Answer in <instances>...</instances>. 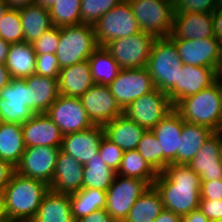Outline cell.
Wrapping results in <instances>:
<instances>
[{
	"mask_svg": "<svg viewBox=\"0 0 222 222\" xmlns=\"http://www.w3.org/2000/svg\"><path fill=\"white\" fill-rule=\"evenodd\" d=\"M153 186L165 209L183 216L199 208L200 176L185 164H170L158 173Z\"/></svg>",
	"mask_w": 222,
	"mask_h": 222,
	"instance_id": "1",
	"label": "cell"
},
{
	"mask_svg": "<svg viewBox=\"0 0 222 222\" xmlns=\"http://www.w3.org/2000/svg\"><path fill=\"white\" fill-rule=\"evenodd\" d=\"M48 191L49 185L43 181L24 177L14 172L3 190L8 220L31 222Z\"/></svg>",
	"mask_w": 222,
	"mask_h": 222,
	"instance_id": "2",
	"label": "cell"
},
{
	"mask_svg": "<svg viewBox=\"0 0 222 222\" xmlns=\"http://www.w3.org/2000/svg\"><path fill=\"white\" fill-rule=\"evenodd\" d=\"M182 66L176 44L169 37L156 38L146 68L155 88L167 93L173 107L178 104V76Z\"/></svg>",
	"mask_w": 222,
	"mask_h": 222,
	"instance_id": "3",
	"label": "cell"
},
{
	"mask_svg": "<svg viewBox=\"0 0 222 222\" xmlns=\"http://www.w3.org/2000/svg\"><path fill=\"white\" fill-rule=\"evenodd\" d=\"M174 108L185 122L218 132L222 120V90L215 82L210 87L182 99Z\"/></svg>",
	"mask_w": 222,
	"mask_h": 222,
	"instance_id": "4",
	"label": "cell"
},
{
	"mask_svg": "<svg viewBox=\"0 0 222 222\" xmlns=\"http://www.w3.org/2000/svg\"><path fill=\"white\" fill-rule=\"evenodd\" d=\"M98 46L92 25L79 24L60 27V40L56 51L60 68L88 60Z\"/></svg>",
	"mask_w": 222,
	"mask_h": 222,
	"instance_id": "5",
	"label": "cell"
},
{
	"mask_svg": "<svg viewBox=\"0 0 222 222\" xmlns=\"http://www.w3.org/2000/svg\"><path fill=\"white\" fill-rule=\"evenodd\" d=\"M141 31L155 38L169 37L173 28L172 0H128Z\"/></svg>",
	"mask_w": 222,
	"mask_h": 222,
	"instance_id": "6",
	"label": "cell"
},
{
	"mask_svg": "<svg viewBox=\"0 0 222 222\" xmlns=\"http://www.w3.org/2000/svg\"><path fill=\"white\" fill-rule=\"evenodd\" d=\"M93 27L97 44L101 47L115 39L126 38L141 32L128 0H123L114 6Z\"/></svg>",
	"mask_w": 222,
	"mask_h": 222,
	"instance_id": "7",
	"label": "cell"
},
{
	"mask_svg": "<svg viewBox=\"0 0 222 222\" xmlns=\"http://www.w3.org/2000/svg\"><path fill=\"white\" fill-rule=\"evenodd\" d=\"M142 179L116 174L106 191V211L115 222H124L135 201L149 189Z\"/></svg>",
	"mask_w": 222,
	"mask_h": 222,
	"instance_id": "8",
	"label": "cell"
},
{
	"mask_svg": "<svg viewBox=\"0 0 222 222\" xmlns=\"http://www.w3.org/2000/svg\"><path fill=\"white\" fill-rule=\"evenodd\" d=\"M156 38L149 33L139 32L126 38H118L104 47L121 69L146 67L152 44Z\"/></svg>",
	"mask_w": 222,
	"mask_h": 222,
	"instance_id": "9",
	"label": "cell"
},
{
	"mask_svg": "<svg viewBox=\"0 0 222 222\" xmlns=\"http://www.w3.org/2000/svg\"><path fill=\"white\" fill-rule=\"evenodd\" d=\"M173 108L167 93L155 88L134 100L123 114L146 130H152Z\"/></svg>",
	"mask_w": 222,
	"mask_h": 222,
	"instance_id": "10",
	"label": "cell"
},
{
	"mask_svg": "<svg viewBox=\"0 0 222 222\" xmlns=\"http://www.w3.org/2000/svg\"><path fill=\"white\" fill-rule=\"evenodd\" d=\"M109 87L122 110H125L137 98L155 89L146 67L121 69Z\"/></svg>",
	"mask_w": 222,
	"mask_h": 222,
	"instance_id": "11",
	"label": "cell"
},
{
	"mask_svg": "<svg viewBox=\"0 0 222 222\" xmlns=\"http://www.w3.org/2000/svg\"><path fill=\"white\" fill-rule=\"evenodd\" d=\"M61 148L50 146L25 147V151L15 172L24 177L51 184Z\"/></svg>",
	"mask_w": 222,
	"mask_h": 222,
	"instance_id": "12",
	"label": "cell"
},
{
	"mask_svg": "<svg viewBox=\"0 0 222 222\" xmlns=\"http://www.w3.org/2000/svg\"><path fill=\"white\" fill-rule=\"evenodd\" d=\"M46 114L59 127L63 135L83 131L94 125L78 97L60 94Z\"/></svg>",
	"mask_w": 222,
	"mask_h": 222,
	"instance_id": "13",
	"label": "cell"
},
{
	"mask_svg": "<svg viewBox=\"0 0 222 222\" xmlns=\"http://www.w3.org/2000/svg\"><path fill=\"white\" fill-rule=\"evenodd\" d=\"M34 114L29 109V87L25 80L12 78L0 91V121L22 124Z\"/></svg>",
	"mask_w": 222,
	"mask_h": 222,
	"instance_id": "14",
	"label": "cell"
},
{
	"mask_svg": "<svg viewBox=\"0 0 222 222\" xmlns=\"http://www.w3.org/2000/svg\"><path fill=\"white\" fill-rule=\"evenodd\" d=\"M80 100L94 125H104L116 117L123 115L109 86L94 84Z\"/></svg>",
	"mask_w": 222,
	"mask_h": 222,
	"instance_id": "15",
	"label": "cell"
},
{
	"mask_svg": "<svg viewBox=\"0 0 222 222\" xmlns=\"http://www.w3.org/2000/svg\"><path fill=\"white\" fill-rule=\"evenodd\" d=\"M172 41L176 44L178 55L183 64L208 66L216 69L221 60L222 45L216 36Z\"/></svg>",
	"mask_w": 222,
	"mask_h": 222,
	"instance_id": "16",
	"label": "cell"
},
{
	"mask_svg": "<svg viewBox=\"0 0 222 222\" xmlns=\"http://www.w3.org/2000/svg\"><path fill=\"white\" fill-rule=\"evenodd\" d=\"M183 128L180 113L173 108L153 129L160 143V173L170 164H177L179 139Z\"/></svg>",
	"mask_w": 222,
	"mask_h": 222,
	"instance_id": "17",
	"label": "cell"
},
{
	"mask_svg": "<svg viewBox=\"0 0 222 222\" xmlns=\"http://www.w3.org/2000/svg\"><path fill=\"white\" fill-rule=\"evenodd\" d=\"M221 148L222 133L214 132L188 164L201 181L222 179Z\"/></svg>",
	"mask_w": 222,
	"mask_h": 222,
	"instance_id": "18",
	"label": "cell"
},
{
	"mask_svg": "<svg viewBox=\"0 0 222 222\" xmlns=\"http://www.w3.org/2000/svg\"><path fill=\"white\" fill-rule=\"evenodd\" d=\"M103 136L102 125H93L86 130L63 135L61 150L85 165L99 154V144Z\"/></svg>",
	"mask_w": 222,
	"mask_h": 222,
	"instance_id": "19",
	"label": "cell"
},
{
	"mask_svg": "<svg viewBox=\"0 0 222 222\" xmlns=\"http://www.w3.org/2000/svg\"><path fill=\"white\" fill-rule=\"evenodd\" d=\"M25 147L50 146L61 148L63 134L46 113L34 114L21 124Z\"/></svg>",
	"mask_w": 222,
	"mask_h": 222,
	"instance_id": "20",
	"label": "cell"
},
{
	"mask_svg": "<svg viewBox=\"0 0 222 222\" xmlns=\"http://www.w3.org/2000/svg\"><path fill=\"white\" fill-rule=\"evenodd\" d=\"M214 21L212 13H174L171 40L203 39L213 37Z\"/></svg>",
	"mask_w": 222,
	"mask_h": 222,
	"instance_id": "21",
	"label": "cell"
},
{
	"mask_svg": "<svg viewBox=\"0 0 222 222\" xmlns=\"http://www.w3.org/2000/svg\"><path fill=\"white\" fill-rule=\"evenodd\" d=\"M82 182L83 165L60 149L49 189L70 195L82 189Z\"/></svg>",
	"mask_w": 222,
	"mask_h": 222,
	"instance_id": "22",
	"label": "cell"
},
{
	"mask_svg": "<svg viewBox=\"0 0 222 222\" xmlns=\"http://www.w3.org/2000/svg\"><path fill=\"white\" fill-rule=\"evenodd\" d=\"M103 130L104 136L124 152L137 150L138 144L146 132L144 127L127 118L124 114L104 124Z\"/></svg>",
	"mask_w": 222,
	"mask_h": 222,
	"instance_id": "23",
	"label": "cell"
},
{
	"mask_svg": "<svg viewBox=\"0 0 222 222\" xmlns=\"http://www.w3.org/2000/svg\"><path fill=\"white\" fill-rule=\"evenodd\" d=\"M94 84L88 60L60 70L58 86L63 96L80 98Z\"/></svg>",
	"mask_w": 222,
	"mask_h": 222,
	"instance_id": "24",
	"label": "cell"
},
{
	"mask_svg": "<svg viewBox=\"0 0 222 222\" xmlns=\"http://www.w3.org/2000/svg\"><path fill=\"white\" fill-rule=\"evenodd\" d=\"M24 80L29 87V109L35 114L46 113L60 95L58 79L34 73Z\"/></svg>",
	"mask_w": 222,
	"mask_h": 222,
	"instance_id": "25",
	"label": "cell"
},
{
	"mask_svg": "<svg viewBox=\"0 0 222 222\" xmlns=\"http://www.w3.org/2000/svg\"><path fill=\"white\" fill-rule=\"evenodd\" d=\"M215 83V69L183 64L178 76V103Z\"/></svg>",
	"mask_w": 222,
	"mask_h": 222,
	"instance_id": "26",
	"label": "cell"
},
{
	"mask_svg": "<svg viewBox=\"0 0 222 222\" xmlns=\"http://www.w3.org/2000/svg\"><path fill=\"white\" fill-rule=\"evenodd\" d=\"M31 222H75L69 195L55 193L49 189Z\"/></svg>",
	"mask_w": 222,
	"mask_h": 222,
	"instance_id": "27",
	"label": "cell"
},
{
	"mask_svg": "<svg viewBox=\"0 0 222 222\" xmlns=\"http://www.w3.org/2000/svg\"><path fill=\"white\" fill-rule=\"evenodd\" d=\"M5 66L11 78L24 79L35 73L36 53L34 47L25 41L11 43Z\"/></svg>",
	"mask_w": 222,
	"mask_h": 222,
	"instance_id": "28",
	"label": "cell"
},
{
	"mask_svg": "<svg viewBox=\"0 0 222 222\" xmlns=\"http://www.w3.org/2000/svg\"><path fill=\"white\" fill-rule=\"evenodd\" d=\"M213 133L212 129L183 120V128L179 139V151H177V164L188 165L203 143Z\"/></svg>",
	"mask_w": 222,
	"mask_h": 222,
	"instance_id": "29",
	"label": "cell"
},
{
	"mask_svg": "<svg viewBox=\"0 0 222 222\" xmlns=\"http://www.w3.org/2000/svg\"><path fill=\"white\" fill-rule=\"evenodd\" d=\"M24 151L21 124L0 122V159L16 167Z\"/></svg>",
	"mask_w": 222,
	"mask_h": 222,
	"instance_id": "30",
	"label": "cell"
},
{
	"mask_svg": "<svg viewBox=\"0 0 222 222\" xmlns=\"http://www.w3.org/2000/svg\"><path fill=\"white\" fill-rule=\"evenodd\" d=\"M19 12L26 43L33 44L44 32L53 27L49 10L39 5H28L19 9Z\"/></svg>",
	"mask_w": 222,
	"mask_h": 222,
	"instance_id": "31",
	"label": "cell"
},
{
	"mask_svg": "<svg viewBox=\"0 0 222 222\" xmlns=\"http://www.w3.org/2000/svg\"><path fill=\"white\" fill-rule=\"evenodd\" d=\"M164 209L160 193L150 186L133 204L124 222H154Z\"/></svg>",
	"mask_w": 222,
	"mask_h": 222,
	"instance_id": "32",
	"label": "cell"
},
{
	"mask_svg": "<svg viewBox=\"0 0 222 222\" xmlns=\"http://www.w3.org/2000/svg\"><path fill=\"white\" fill-rule=\"evenodd\" d=\"M71 212L75 222L79 219L106 208V191L99 189H84L69 195Z\"/></svg>",
	"mask_w": 222,
	"mask_h": 222,
	"instance_id": "33",
	"label": "cell"
},
{
	"mask_svg": "<svg viewBox=\"0 0 222 222\" xmlns=\"http://www.w3.org/2000/svg\"><path fill=\"white\" fill-rule=\"evenodd\" d=\"M95 84L109 86L118 76L121 68L105 47L98 46L88 58Z\"/></svg>",
	"mask_w": 222,
	"mask_h": 222,
	"instance_id": "34",
	"label": "cell"
},
{
	"mask_svg": "<svg viewBox=\"0 0 222 222\" xmlns=\"http://www.w3.org/2000/svg\"><path fill=\"white\" fill-rule=\"evenodd\" d=\"M115 175L116 172L108 167L98 154L83 165L82 188L107 191L112 185Z\"/></svg>",
	"mask_w": 222,
	"mask_h": 222,
	"instance_id": "35",
	"label": "cell"
},
{
	"mask_svg": "<svg viewBox=\"0 0 222 222\" xmlns=\"http://www.w3.org/2000/svg\"><path fill=\"white\" fill-rule=\"evenodd\" d=\"M116 174L145 180L150 186H153L158 175L137 150L123 153L121 165Z\"/></svg>",
	"mask_w": 222,
	"mask_h": 222,
	"instance_id": "36",
	"label": "cell"
},
{
	"mask_svg": "<svg viewBox=\"0 0 222 222\" xmlns=\"http://www.w3.org/2000/svg\"><path fill=\"white\" fill-rule=\"evenodd\" d=\"M52 26L66 27L81 24V0H56L49 10Z\"/></svg>",
	"mask_w": 222,
	"mask_h": 222,
	"instance_id": "37",
	"label": "cell"
},
{
	"mask_svg": "<svg viewBox=\"0 0 222 222\" xmlns=\"http://www.w3.org/2000/svg\"><path fill=\"white\" fill-rule=\"evenodd\" d=\"M0 37L10 44L24 41L23 28L18 9L9 8L1 18Z\"/></svg>",
	"mask_w": 222,
	"mask_h": 222,
	"instance_id": "38",
	"label": "cell"
},
{
	"mask_svg": "<svg viewBox=\"0 0 222 222\" xmlns=\"http://www.w3.org/2000/svg\"><path fill=\"white\" fill-rule=\"evenodd\" d=\"M123 0H81V24H94Z\"/></svg>",
	"mask_w": 222,
	"mask_h": 222,
	"instance_id": "39",
	"label": "cell"
},
{
	"mask_svg": "<svg viewBox=\"0 0 222 222\" xmlns=\"http://www.w3.org/2000/svg\"><path fill=\"white\" fill-rule=\"evenodd\" d=\"M159 144L152 130H146L137 147V151L157 173H160Z\"/></svg>",
	"mask_w": 222,
	"mask_h": 222,
	"instance_id": "40",
	"label": "cell"
},
{
	"mask_svg": "<svg viewBox=\"0 0 222 222\" xmlns=\"http://www.w3.org/2000/svg\"><path fill=\"white\" fill-rule=\"evenodd\" d=\"M124 151L105 136L99 144V156L102 161L116 173L118 172Z\"/></svg>",
	"mask_w": 222,
	"mask_h": 222,
	"instance_id": "41",
	"label": "cell"
},
{
	"mask_svg": "<svg viewBox=\"0 0 222 222\" xmlns=\"http://www.w3.org/2000/svg\"><path fill=\"white\" fill-rule=\"evenodd\" d=\"M60 40V28L53 26L32 44L36 54H56Z\"/></svg>",
	"mask_w": 222,
	"mask_h": 222,
	"instance_id": "42",
	"label": "cell"
},
{
	"mask_svg": "<svg viewBox=\"0 0 222 222\" xmlns=\"http://www.w3.org/2000/svg\"><path fill=\"white\" fill-rule=\"evenodd\" d=\"M60 70L56 54H36L35 74L58 79Z\"/></svg>",
	"mask_w": 222,
	"mask_h": 222,
	"instance_id": "43",
	"label": "cell"
},
{
	"mask_svg": "<svg viewBox=\"0 0 222 222\" xmlns=\"http://www.w3.org/2000/svg\"><path fill=\"white\" fill-rule=\"evenodd\" d=\"M175 13H213L215 0H172Z\"/></svg>",
	"mask_w": 222,
	"mask_h": 222,
	"instance_id": "44",
	"label": "cell"
},
{
	"mask_svg": "<svg viewBox=\"0 0 222 222\" xmlns=\"http://www.w3.org/2000/svg\"><path fill=\"white\" fill-rule=\"evenodd\" d=\"M200 199L222 200V179L201 181Z\"/></svg>",
	"mask_w": 222,
	"mask_h": 222,
	"instance_id": "45",
	"label": "cell"
},
{
	"mask_svg": "<svg viewBox=\"0 0 222 222\" xmlns=\"http://www.w3.org/2000/svg\"><path fill=\"white\" fill-rule=\"evenodd\" d=\"M199 209L211 222L222 219V200L200 199Z\"/></svg>",
	"mask_w": 222,
	"mask_h": 222,
	"instance_id": "46",
	"label": "cell"
},
{
	"mask_svg": "<svg viewBox=\"0 0 222 222\" xmlns=\"http://www.w3.org/2000/svg\"><path fill=\"white\" fill-rule=\"evenodd\" d=\"M14 172L15 167L9 162L0 159V191L4 190Z\"/></svg>",
	"mask_w": 222,
	"mask_h": 222,
	"instance_id": "47",
	"label": "cell"
},
{
	"mask_svg": "<svg viewBox=\"0 0 222 222\" xmlns=\"http://www.w3.org/2000/svg\"><path fill=\"white\" fill-rule=\"evenodd\" d=\"M77 222H115L106 209L98 210L79 219Z\"/></svg>",
	"mask_w": 222,
	"mask_h": 222,
	"instance_id": "48",
	"label": "cell"
},
{
	"mask_svg": "<svg viewBox=\"0 0 222 222\" xmlns=\"http://www.w3.org/2000/svg\"><path fill=\"white\" fill-rule=\"evenodd\" d=\"M181 222H211L203 212L198 208L189 214L181 216Z\"/></svg>",
	"mask_w": 222,
	"mask_h": 222,
	"instance_id": "49",
	"label": "cell"
},
{
	"mask_svg": "<svg viewBox=\"0 0 222 222\" xmlns=\"http://www.w3.org/2000/svg\"><path fill=\"white\" fill-rule=\"evenodd\" d=\"M154 222H181V216L164 208Z\"/></svg>",
	"mask_w": 222,
	"mask_h": 222,
	"instance_id": "50",
	"label": "cell"
},
{
	"mask_svg": "<svg viewBox=\"0 0 222 222\" xmlns=\"http://www.w3.org/2000/svg\"><path fill=\"white\" fill-rule=\"evenodd\" d=\"M212 16H213V21H214L215 35L222 44V10L214 11L212 13Z\"/></svg>",
	"mask_w": 222,
	"mask_h": 222,
	"instance_id": "51",
	"label": "cell"
},
{
	"mask_svg": "<svg viewBox=\"0 0 222 222\" xmlns=\"http://www.w3.org/2000/svg\"><path fill=\"white\" fill-rule=\"evenodd\" d=\"M11 79L9 70L5 64H0V91L10 83Z\"/></svg>",
	"mask_w": 222,
	"mask_h": 222,
	"instance_id": "52",
	"label": "cell"
},
{
	"mask_svg": "<svg viewBox=\"0 0 222 222\" xmlns=\"http://www.w3.org/2000/svg\"><path fill=\"white\" fill-rule=\"evenodd\" d=\"M10 9H22L28 5L34 4V0H5Z\"/></svg>",
	"mask_w": 222,
	"mask_h": 222,
	"instance_id": "53",
	"label": "cell"
},
{
	"mask_svg": "<svg viewBox=\"0 0 222 222\" xmlns=\"http://www.w3.org/2000/svg\"><path fill=\"white\" fill-rule=\"evenodd\" d=\"M10 43L0 37V64H5Z\"/></svg>",
	"mask_w": 222,
	"mask_h": 222,
	"instance_id": "54",
	"label": "cell"
},
{
	"mask_svg": "<svg viewBox=\"0 0 222 222\" xmlns=\"http://www.w3.org/2000/svg\"><path fill=\"white\" fill-rule=\"evenodd\" d=\"M8 218L5 210L4 193L0 191V222H7Z\"/></svg>",
	"mask_w": 222,
	"mask_h": 222,
	"instance_id": "55",
	"label": "cell"
},
{
	"mask_svg": "<svg viewBox=\"0 0 222 222\" xmlns=\"http://www.w3.org/2000/svg\"><path fill=\"white\" fill-rule=\"evenodd\" d=\"M215 82L222 90V59L219 61L215 69Z\"/></svg>",
	"mask_w": 222,
	"mask_h": 222,
	"instance_id": "56",
	"label": "cell"
},
{
	"mask_svg": "<svg viewBox=\"0 0 222 222\" xmlns=\"http://www.w3.org/2000/svg\"><path fill=\"white\" fill-rule=\"evenodd\" d=\"M56 3V0H34L35 5H39L42 8L50 10L54 4Z\"/></svg>",
	"mask_w": 222,
	"mask_h": 222,
	"instance_id": "57",
	"label": "cell"
},
{
	"mask_svg": "<svg viewBox=\"0 0 222 222\" xmlns=\"http://www.w3.org/2000/svg\"><path fill=\"white\" fill-rule=\"evenodd\" d=\"M8 9H9V7L7 6L5 0H0V21Z\"/></svg>",
	"mask_w": 222,
	"mask_h": 222,
	"instance_id": "58",
	"label": "cell"
},
{
	"mask_svg": "<svg viewBox=\"0 0 222 222\" xmlns=\"http://www.w3.org/2000/svg\"><path fill=\"white\" fill-rule=\"evenodd\" d=\"M222 10V0H215L214 11Z\"/></svg>",
	"mask_w": 222,
	"mask_h": 222,
	"instance_id": "59",
	"label": "cell"
},
{
	"mask_svg": "<svg viewBox=\"0 0 222 222\" xmlns=\"http://www.w3.org/2000/svg\"><path fill=\"white\" fill-rule=\"evenodd\" d=\"M219 133H222V120H221V123H220V126H219Z\"/></svg>",
	"mask_w": 222,
	"mask_h": 222,
	"instance_id": "60",
	"label": "cell"
},
{
	"mask_svg": "<svg viewBox=\"0 0 222 222\" xmlns=\"http://www.w3.org/2000/svg\"><path fill=\"white\" fill-rule=\"evenodd\" d=\"M212 222H222V219L221 220L212 221Z\"/></svg>",
	"mask_w": 222,
	"mask_h": 222,
	"instance_id": "61",
	"label": "cell"
}]
</instances>
